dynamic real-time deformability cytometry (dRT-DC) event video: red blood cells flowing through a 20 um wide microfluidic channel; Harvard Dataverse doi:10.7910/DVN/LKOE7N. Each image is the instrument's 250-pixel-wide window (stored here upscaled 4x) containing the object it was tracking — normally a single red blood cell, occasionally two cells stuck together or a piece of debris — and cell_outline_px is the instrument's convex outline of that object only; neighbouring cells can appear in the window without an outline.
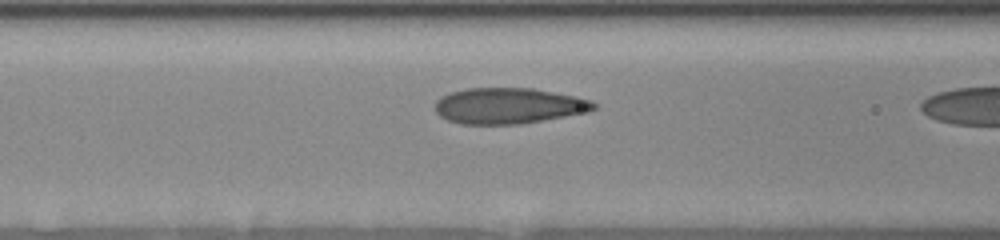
{"species": "human", "species_latin": "Homo sapiens", "temperature_condition": "room temperature", "stored_images_in_passage": 10, "camera_frame_rate_fps": 3000, "um_per_image_px": 0.085, "donor": {"sex": "female"}, "frame": {"image": 1, "passage_image": 9, "time_ms": 3.667, "image_size_px": [1000, 240], "cell_outline_px": [[596, 108], [588, 112], [520, 124], [460, 124], [448, 120], [440, 116], [436, 112], [436, 100], [440, 96], [448, 92], [464, 88], [532, 88], [576, 96], [592, 100], [596, 104]], "centroid_in_image_um": [43.21, 8.98], "position_along_channel_um": 123.4, "area_um2": 33.35}}